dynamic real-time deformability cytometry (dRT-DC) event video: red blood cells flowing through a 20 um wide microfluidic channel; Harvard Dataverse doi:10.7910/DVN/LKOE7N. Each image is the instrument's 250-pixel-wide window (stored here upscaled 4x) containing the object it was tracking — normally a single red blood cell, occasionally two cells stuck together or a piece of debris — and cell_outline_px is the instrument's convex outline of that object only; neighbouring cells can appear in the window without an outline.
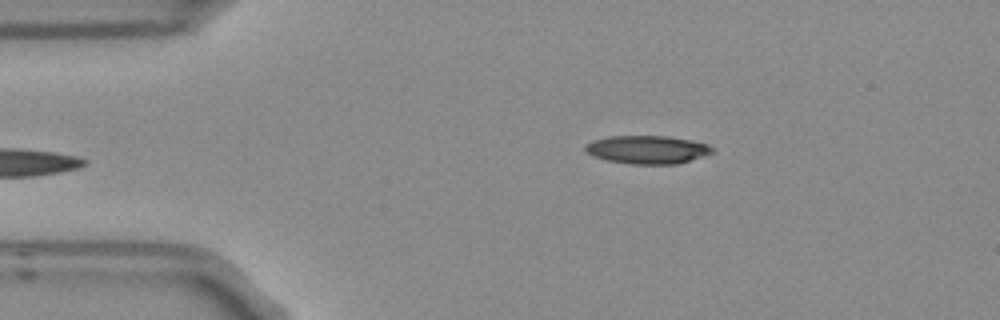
{"species": "Egyptian fruit bat (a non-hibernating species)", "species_latin": "Rousettus aegyptiacus", "temperature_condition": "room temperature", "stored_images_in_passage": 4, "camera_frame_rate_fps": 3000, "um_per_image_px": 0.085, "frame": {"image": 1, "passage_image": 4, "time_ms": 1.0, "image_size_px": [1000, 320], "cell_outline_px": [[716, 152], [680, 164], [632, 164], [608, 160], [592, 156], [584, 152], [584, 144], [592, 140], [608, 136], [668, 136], [708, 144]], "centroid_in_image_um": [55.0, 12.72], "position_along_channel_um": 30.0, "area_um2": 21.1}}